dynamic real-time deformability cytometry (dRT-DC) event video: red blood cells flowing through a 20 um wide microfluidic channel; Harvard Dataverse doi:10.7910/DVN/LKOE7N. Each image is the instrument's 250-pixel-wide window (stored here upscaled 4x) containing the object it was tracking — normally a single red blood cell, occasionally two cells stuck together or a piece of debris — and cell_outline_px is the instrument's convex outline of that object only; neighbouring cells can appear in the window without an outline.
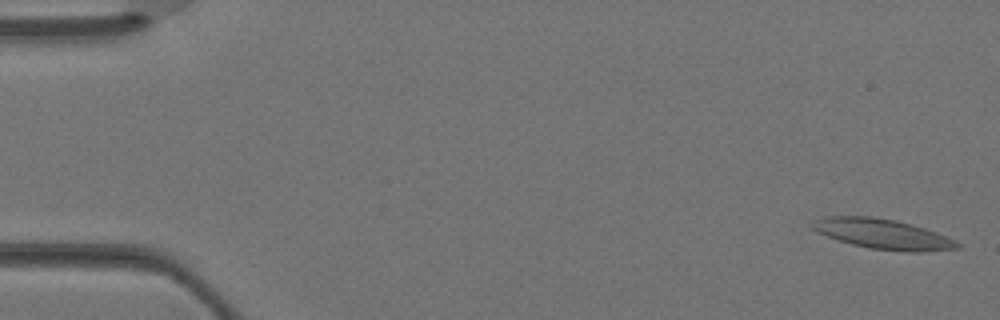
{"species": "Egyptian fruit bat (a non-hibernating species)", "species_latin": "Rousettus aegyptiacus", "temperature_condition": "warm", "stored_images_in_passage": 4, "camera_frame_rate_fps": 3000, "um_per_image_px": 0.085, "animal": {"sex": "female"}, "frame": {"image": 1, "passage_image": 1, "time_ms": 0.0, "image_size_px": [1000, 320], "cell_outline_px": [[960, 248], [920, 252], [904, 252], [868, 248], [852, 244], [816, 232], [808, 224], [812, 220], [828, 216], [872, 216], [896, 220], [912, 224], [936, 232], [956, 240], [960, 244]], "centroid_in_image_um": [75.02, 19.88], "position_along_channel_um": 10.0, "area_um2": 25.55}}
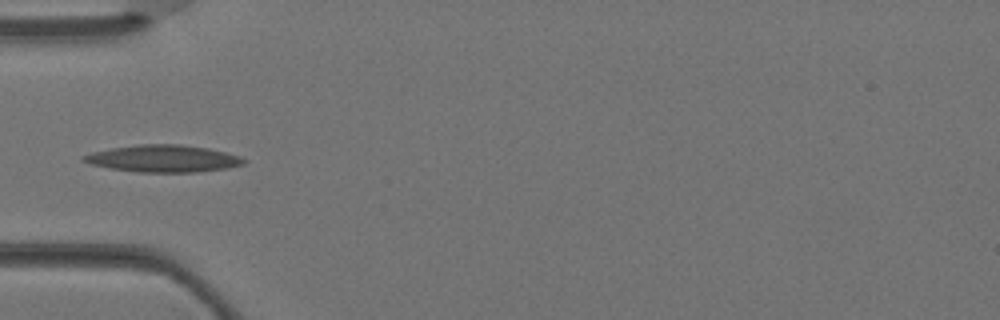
{"frame": {"image": 2, "passage_image": 4, "time_ms": 1.0, "image_size_px": [1000, 320], "cell_outline_px": [[248, 160], [244, 164], [228, 168], [196, 172], [136, 172], [108, 168], [92, 164], [80, 160], [80, 156], [92, 152], [112, 148], [136, 144], [180, 144], [208, 148], [240, 156]], "centroid_in_image_um": [13.86, 13.48], "position_along_channel_um": 71.1, "area_um2": 25.43}}